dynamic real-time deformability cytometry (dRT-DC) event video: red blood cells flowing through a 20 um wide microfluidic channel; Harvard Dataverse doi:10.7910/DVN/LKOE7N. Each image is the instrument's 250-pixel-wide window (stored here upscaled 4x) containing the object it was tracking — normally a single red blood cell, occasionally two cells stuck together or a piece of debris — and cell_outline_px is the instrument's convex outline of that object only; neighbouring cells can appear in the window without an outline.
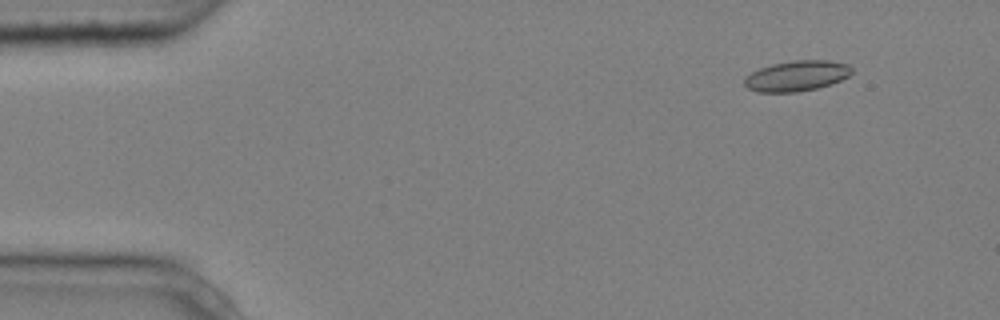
{"species": "common noctule bat (a hibernating species)", "species_latin": "Nyctalus noctula", "temperature_condition": "cold", "stored_images_in_passage": 5, "camera_frame_rate_fps": 3000, "um_per_image_px": 0.085, "animal": {"sex": "male", "body_mass_g": 20.4}, "frame": {"image": 1, "passage_image": 1, "time_ms": 0.0, "image_size_px": [1000, 320], "cell_outline_px": [[852, 72], [848, 76], [840, 80], [816, 88], [796, 92], [756, 92], [748, 88], [744, 84], [744, 76], [760, 68], [772, 64], [792, 60], [828, 60], [848, 64], [852, 68]], "centroid_in_image_um": [67.69, 6.44], "position_along_channel_um": 17.3, "area_um2": 19.02}}
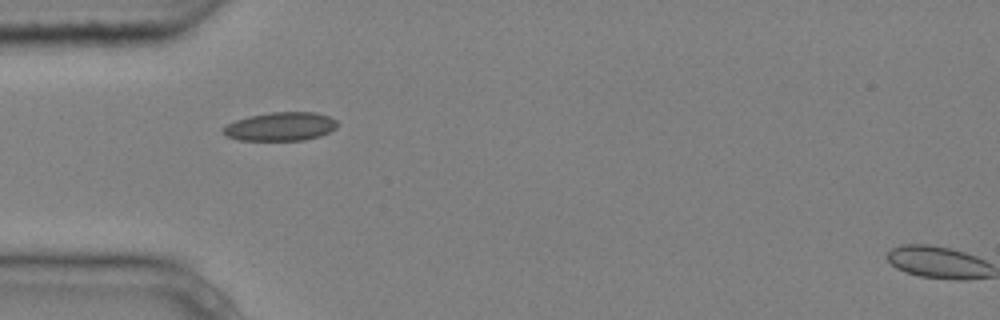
{"frame": {"image": 2, "passage_image": 4, "time_ms": 1.0, "image_size_px": [1000, 320], "cell_outline_px": [[336, 128], [320, 136], [304, 140], [240, 140], [228, 136], [220, 128], [236, 120], [248, 116], [272, 112], [316, 112], [328, 116], [336, 120]], "centroid_in_image_um": [23.84, 10.75], "position_along_channel_um": 61.2, "area_um2": 18.9}}
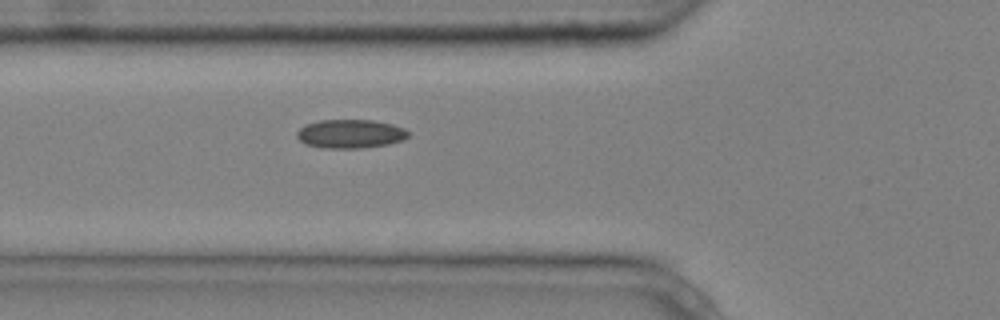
{"frame": {"image": 3, "passage_image": 5, "time_ms": 1.333, "image_size_px": [1000, 320], "cell_outline_px": [[408, 136], [404, 140], [388, 144], [364, 148], [320, 148], [304, 144], [296, 136], [296, 132], [304, 124], [320, 120], [372, 120], [392, 124], [404, 128], [408, 132]], "centroid_in_image_um": [29.75, 11.38], "position_along_channel_um": 96.0, "area_um2": 18.84}}